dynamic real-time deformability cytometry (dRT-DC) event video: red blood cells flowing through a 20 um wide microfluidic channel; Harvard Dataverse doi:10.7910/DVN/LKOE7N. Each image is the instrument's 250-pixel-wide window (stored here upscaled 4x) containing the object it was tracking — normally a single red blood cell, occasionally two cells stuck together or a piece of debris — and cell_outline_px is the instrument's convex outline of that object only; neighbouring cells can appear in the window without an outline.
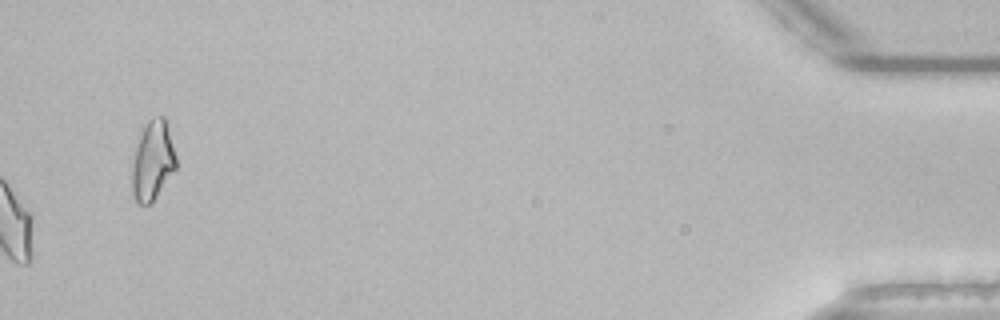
{"species": "common noctule bat (a hibernating species)", "species_latin": "Nyctalus noctula", "temperature_condition": "room temperature", "stored_images_in_passage": 47, "camera_frame_rate_fps": 3000, "um_per_image_px": 0.085, "animal": {"sex": "male", "body_mass_g": 21.5, "forearm_length_mm": 52.0}, "frame": {"image": 1, "passage_image": 47, "time_ms": 15.333, "image_size_px": [1000, 320], "cell_outline_px": [[176, 168], [152, 204], [136, 204], [132, 192], [132, 168], [136, 148], [140, 136], [148, 120], [152, 116], [164, 116], [168, 120], [176, 156]], "centroid_in_image_um": [13.0, 13.65], "position_along_channel_um": 422.2, "area_um2": 20.63}, "authors_computed_cell_mechanics": {"area_um2": 19.7098, "velocity_mm_per_s": 3.8304, "shape_relaxation_time_tau1_ms": 9.9087, "shape_relaxation_time_tau2_ms": 1.7759, "deformation_change_tau1": 0.2074, "deformation_change_tau2": 0.0739}}